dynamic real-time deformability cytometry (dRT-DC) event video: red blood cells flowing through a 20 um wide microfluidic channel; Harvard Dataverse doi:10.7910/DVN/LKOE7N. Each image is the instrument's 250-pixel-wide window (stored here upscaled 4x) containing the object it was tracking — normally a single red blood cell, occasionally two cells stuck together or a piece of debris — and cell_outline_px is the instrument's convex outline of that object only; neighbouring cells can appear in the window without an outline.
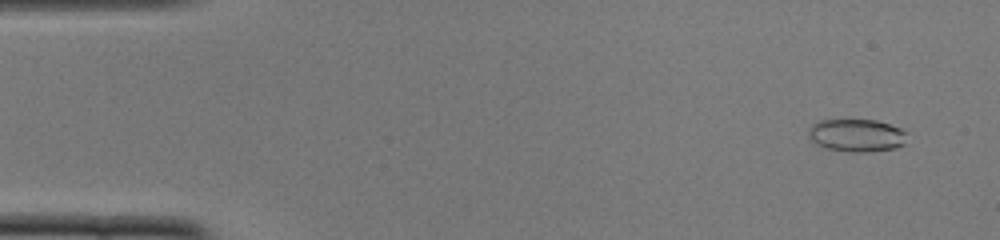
{"species": "common noctule bat (a hibernating species)", "species_latin": "Nyctalus noctula", "temperature_condition": "cold", "stored_images_in_passage": 51, "camera_frame_rate_fps": 3000, "um_per_image_px": 0.085, "animal": {"sex": "female", "body_mass_g": 22.0, "forearm_length_mm": 56.7}, "frame": {"image": 1, "passage_image": 3, "time_ms": 0.667, "image_size_px": [1000, 240], "cell_outline_px": [[908, 132], [904, 144], [896, 148], [868, 152], [848, 152], [828, 148], [816, 144], [812, 140], [808, 132], [808, 128], [812, 124], [820, 120], [876, 120], [900, 128]], "centroid_in_image_um": [72.83, 11.51], "position_along_channel_um": 12.2, "area_um2": 18.84}}
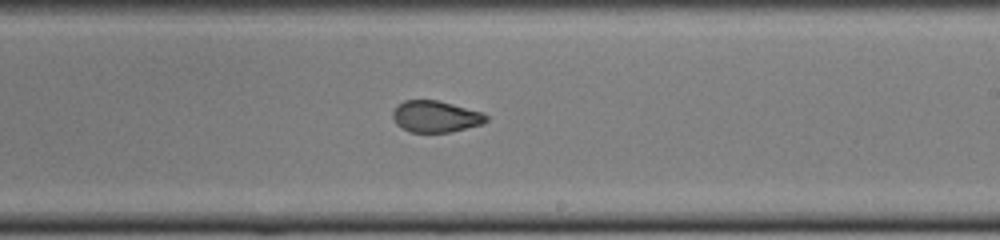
{"frame": {"image": 2, "passage_image": 30, "time_ms": 9.667, "image_size_px": [1000, 240], "cell_outline_px": [[488, 120], [480, 124], [452, 132], [408, 132], [396, 124], [392, 116], [392, 112], [396, 104], [404, 100], [436, 100], [484, 112], [488, 116]], "centroid_in_image_um": [37.0, 9.9], "position_along_channel_um": 252.0, "area_um2": 17.28}}
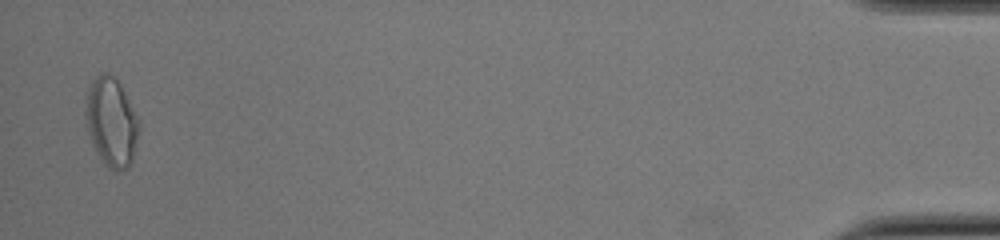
{"frame": {"image": 3, "passage_image": 50, "time_ms": 16.333, "image_size_px": [1000, 240], "cell_outline_px": [[140, 128], [132, 164], [128, 168], [116, 172], [104, 164], [96, 152], [92, 144], [88, 132], [84, 116], [84, 112], [88, 88], [92, 80], [100, 72], [108, 72], [120, 84], [140, 124]], "centroid_in_image_um": [9.45, 10.41], "position_along_channel_um": 425.7, "area_um2": 27.86}, "authors_computed_cell_mechanics": {"area_um2": 18.785, "velocity_mm_per_s": 3.9208, "shape_relaxation_time_tau1_ms": null, "shape_relaxation_time_tau2_ms": 1.7428, "deformation_change_tau1": null, "deformation_change_tau2": 0.0565}}